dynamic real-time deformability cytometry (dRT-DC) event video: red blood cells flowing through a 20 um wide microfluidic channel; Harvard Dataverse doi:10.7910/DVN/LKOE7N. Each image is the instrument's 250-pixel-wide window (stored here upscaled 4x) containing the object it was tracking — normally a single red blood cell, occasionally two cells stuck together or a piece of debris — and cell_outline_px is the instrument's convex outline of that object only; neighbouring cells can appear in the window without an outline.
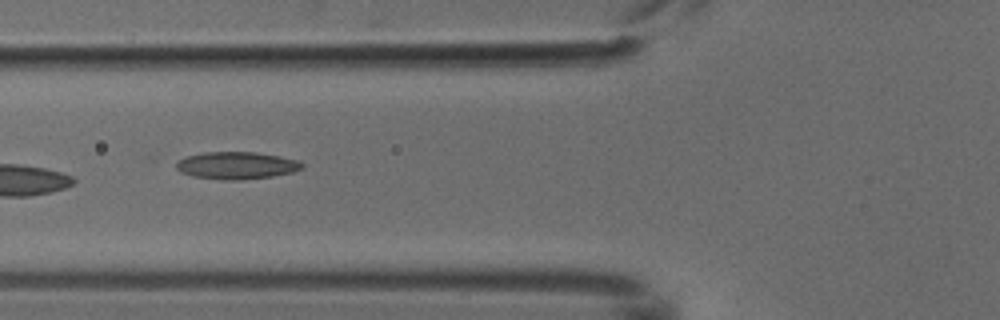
{"species": "common noctule bat (a hibernating species)", "species_latin": "Nyctalus noctula", "temperature_condition": "cold", "stored_images_in_passage": 10, "camera_frame_rate_fps": 3000, "um_per_image_px": 0.085, "animal": {"sex": "male", "body_mass_g": 18.8}, "frame": {"image": 1, "passage_image": 6, "time_ms": 1.667, "image_size_px": [1000, 320], "cell_outline_px": [[304, 168], [292, 172], [272, 176], [240, 180], [224, 180], [192, 176], [180, 172], [176, 168], [176, 164], [184, 156], [204, 152], [256, 152], [280, 156], [300, 160], [304, 164]], "centroid_in_image_um": [20.12, 14.06], "position_along_channel_um": 105.7, "area_um2": 20.17}}
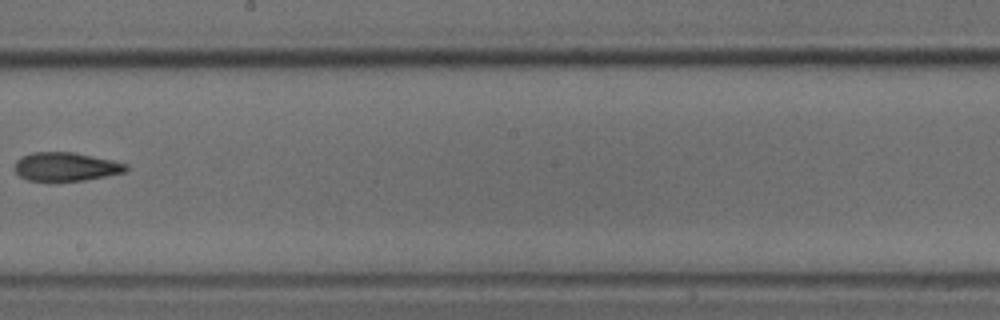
{"frame": {"image": 2, "passage_image": 9, "time_ms": 2.667, "image_size_px": [1000, 320], "cell_outline_px": [[128, 168], [124, 172], [84, 180], [28, 180], [20, 176], [12, 168], [16, 160], [20, 156], [32, 152], [72, 152], [112, 160], [128, 164]], "centroid_in_image_um": [5.55, 14.15], "position_along_channel_um": 242.7, "area_um2": 18.44}}
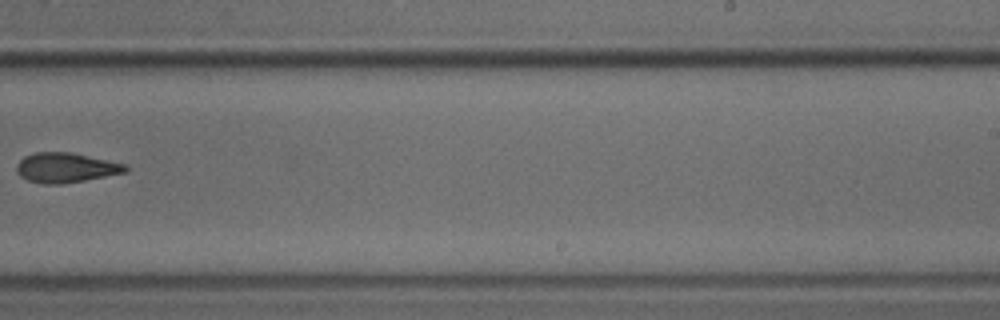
{"frame": {"image": 3, "passage_image": 10, "time_ms": 3.0, "image_size_px": [1000, 320], "cell_outline_px": [[128, 168], [124, 172], [84, 180], [60, 184], [44, 184], [28, 180], [20, 176], [16, 172], [16, 164], [24, 156], [36, 152], [72, 152], [128, 164]], "centroid_in_image_um": [5.57, 14.24], "position_along_channel_um": 283.4, "area_um2": 18.9}}